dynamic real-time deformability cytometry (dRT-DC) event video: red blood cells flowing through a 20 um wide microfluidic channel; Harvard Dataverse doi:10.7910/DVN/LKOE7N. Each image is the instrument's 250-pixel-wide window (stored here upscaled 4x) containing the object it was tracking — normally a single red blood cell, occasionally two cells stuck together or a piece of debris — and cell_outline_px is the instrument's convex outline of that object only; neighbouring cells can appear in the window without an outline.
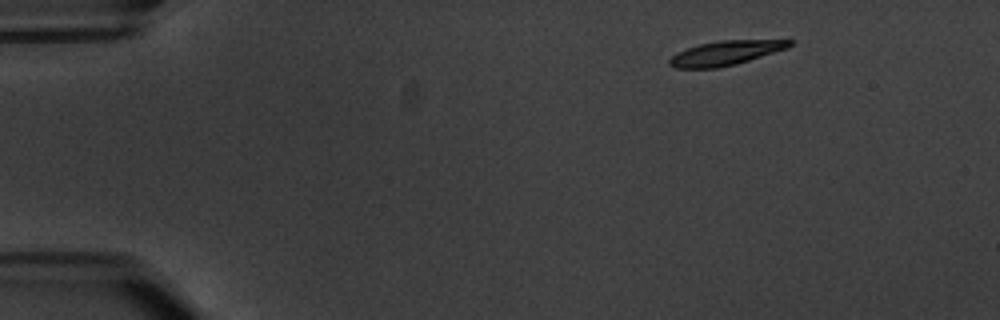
{"species": "common noctule bat (a hibernating species)", "species_latin": "Nyctalus noctula", "temperature_condition": "warm", "stored_images_in_passage": 2, "camera_frame_rate_fps": 3000, "um_per_image_px": 0.085, "animal": {"sex": "male", "body_mass_g": 20.1, "forearm_length_mm": 53.5}, "frame": {"image": 1, "passage_image": 1, "time_ms": 0.0, "image_size_px": [1000, 320], "cell_outline_px": [[792, 44], [788, 48], [736, 64], [716, 68], [676, 68], [668, 64], [668, 60], [676, 52], [700, 44], [720, 40], [792, 40]], "centroid_in_image_um": [61.65, 4.51], "position_along_channel_um": 23.4, "area_um2": 16.94}}
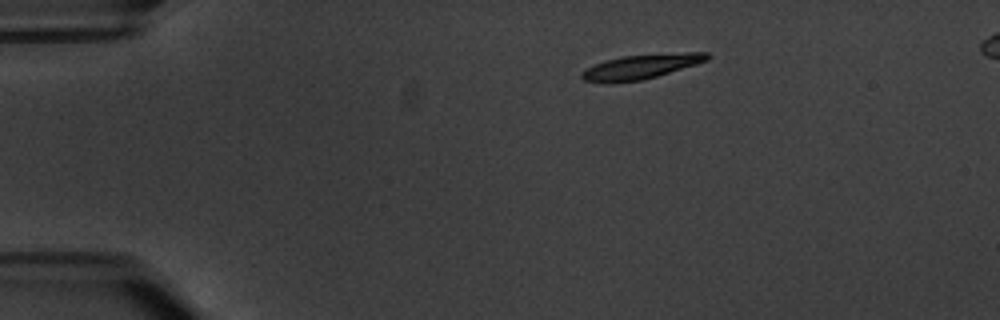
{"frame": {"image": 2, "passage_image": 2, "time_ms": 1.0, "image_size_px": [1000, 320], "cell_outline_px": [[232, 300], [220, 300], [168, 264], [180, 248], [196, 252], [224, 268], [228, 272], [232, 280]], "centroid_in_image_um": [17.33, 23.23], "position_along_channel_um": 67.7, "area_um2": 12.48}}